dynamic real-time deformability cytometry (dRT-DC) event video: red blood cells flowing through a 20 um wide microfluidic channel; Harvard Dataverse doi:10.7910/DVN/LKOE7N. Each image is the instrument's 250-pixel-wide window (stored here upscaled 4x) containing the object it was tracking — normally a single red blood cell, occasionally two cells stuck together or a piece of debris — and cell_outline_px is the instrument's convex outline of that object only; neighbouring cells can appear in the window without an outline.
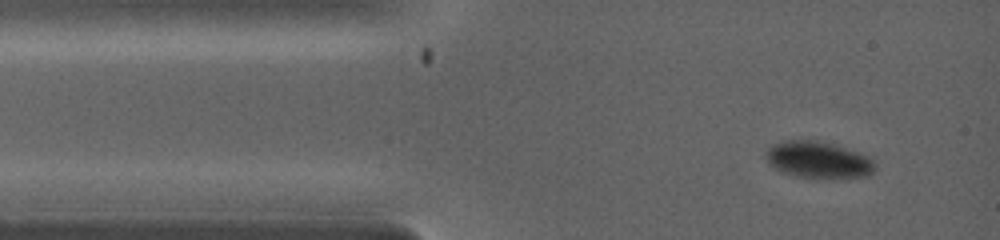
{"species": "common noctule bat (a hibernating species)", "species_latin": "Nyctalus noctula", "temperature_condition": "warm", "stored_images_in_passage": 2, "camera_frame_rate_fps": 5000, "um_per_image_px": 0.085, "animal": {"sex": "female", "body_mass_g": 19.0, "forearm_length_mm": 53.3}, "frame": {"image": 1, "passage_image": 1, "time_ms": 0.0, "image_size_px": [1000, 240], "cell_outline_px": [[876, 168], [868, 176], [800, 176], [784, 172], [768, 164], [764, 156], [768, 148], [772, 144], [784, 140], [816, 140], [832, 144], [868, 156], [876, 164]], "centroid_in_image_um": [69.5, 13.54], "position_along_channel_um": 15.5, "area_um2": 22.6}}